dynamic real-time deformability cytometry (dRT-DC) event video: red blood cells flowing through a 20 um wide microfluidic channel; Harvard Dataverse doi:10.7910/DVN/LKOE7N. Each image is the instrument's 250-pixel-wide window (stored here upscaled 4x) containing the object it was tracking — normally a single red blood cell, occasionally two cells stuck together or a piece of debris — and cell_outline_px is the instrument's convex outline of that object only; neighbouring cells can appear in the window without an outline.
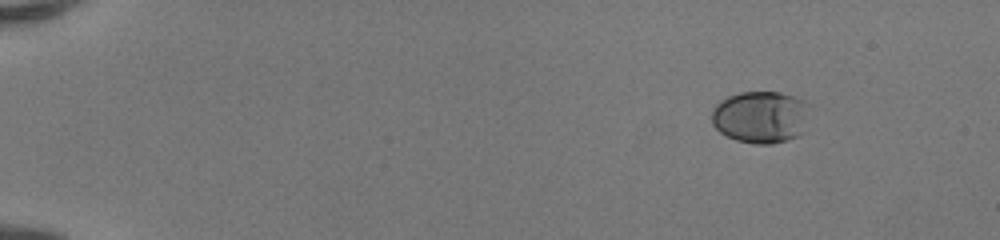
{"species": "human", "species_latin": "Homo sapiens", "temperature_condition": "room temperature", "stored_images_in_passage": 46, "camera_frame_rate_fps": 3000, "um_per_image_px": 0.085, "donor": {"sex": "female"}, "frame": {"image": 1, "passage_image": 1, "time_ms": 0.0, "image_size_px": [1000, 240], "cell_outline_px": [[812, 104], [800, 136], [788, 140], [772, 144], [752, 144], [736, 140], [720, 132], [712, 124], [712, 108], [720, 100], [728, 96], [740, 92], [780, 92], [796, 96]], "centroid_in_image_um": [64.68, 9.94], "position_along_channel_um": 20.3, "area_um2": 30.29}}
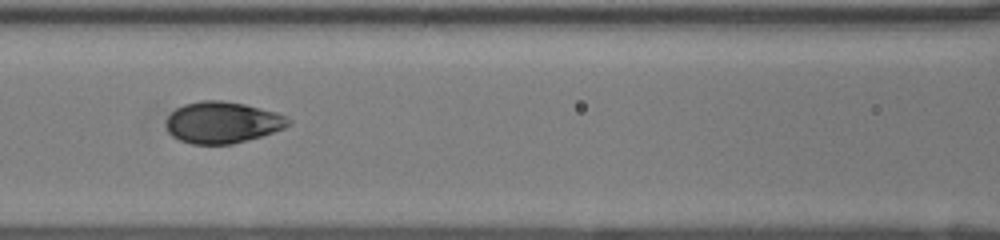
{"frame": {"image": 2, "passage_image": 20, "time_ms": 6.333, "image_size_px": [1000, 240], "cell_outline_px": [[292, 124], [284, 128], [260, 136], [232, 144], [192, 144], [180, 140], [172, 136], [168, 132], [164, 124], [164, 120], [176, 108], [184, 104], [200, 100], [220, 100], [244, 104], [276, 112], [288, 116], [292, 120]], "centroid_in_image_um": [18.89, 10.4], "position_along_channel_um": 147.7, "area_um2": 29.77}}
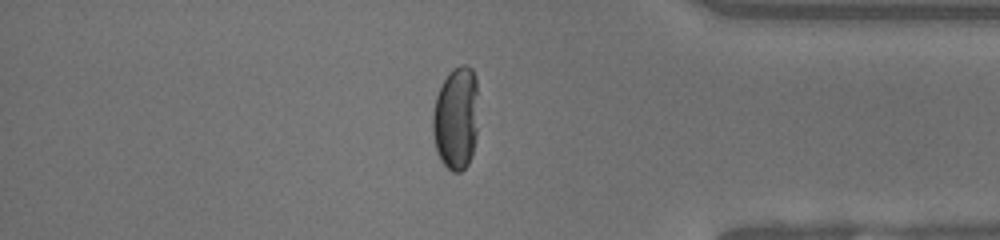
{"frame": {"image": 3, "passage_image": 39, "time_ms": 12.667, "image_size_px": [1000, 240], "cell_outline_px": [[476, 132], [472, 156], [468, 164], [460, 172], [452, 172], [440, 160], [436, 152], [432, 132], [432, 112], [436, 96], [444, 80], [452, 68], [460, 64], [468, 64], [472, 68], [476, 80]], "centroid_in_image_um": [38.73, 10.05], "position_along_channel_um": 396.5, "area_um2": 27.51}, "authors_computed_cell_mechanics": {"area_um2": 30.056, "velocity_mm_per_s": 4.1634, "shape_relaxation_time_tau1_ms": 5.9199, "shape_relaxation_time_tau2_ms": null, "deformation_change_tau1": 0.2068, "deformation_change_tau2": null}}